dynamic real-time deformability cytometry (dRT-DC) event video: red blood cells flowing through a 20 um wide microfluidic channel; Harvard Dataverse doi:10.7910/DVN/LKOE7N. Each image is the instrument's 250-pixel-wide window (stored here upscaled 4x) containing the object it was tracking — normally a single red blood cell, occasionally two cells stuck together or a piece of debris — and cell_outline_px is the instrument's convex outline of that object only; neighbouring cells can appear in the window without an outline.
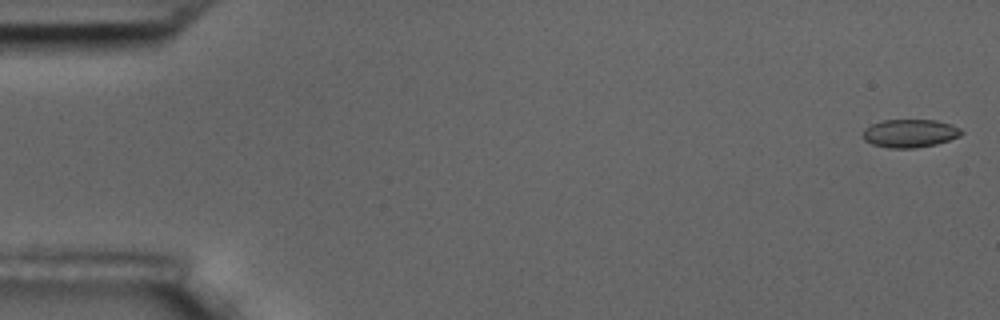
{"species": "common noctule bat (a hibernating species)", "species_latin": "Nyctalus noctula", "temperature_condition": "room temperature", "stored_images_in_passage": 4, "camera_frame_rate_fps": 3000, "um_per_image_px": 0.085, "animal": {"sex": "male", "body_mass_g": 17.5, "forearm_length_mm": 52.3}, "frame": {"image": 1, "passage_image": 1, "time_ms": 0.0, "image_size_px": [1000, 320], "cell_outline_px": [[964, 132], [960, 136], [936, 144], [916, 148], [888, 148], [872, 144], [864, 140], [864, 128], [872, 124], [884, 120], [936, 120], [952, 124], [960, 128]], "centroid_in_image_um": [77.36, 11.33], "position_along_channel_um": 7.6, "area_um2": 16.18}}